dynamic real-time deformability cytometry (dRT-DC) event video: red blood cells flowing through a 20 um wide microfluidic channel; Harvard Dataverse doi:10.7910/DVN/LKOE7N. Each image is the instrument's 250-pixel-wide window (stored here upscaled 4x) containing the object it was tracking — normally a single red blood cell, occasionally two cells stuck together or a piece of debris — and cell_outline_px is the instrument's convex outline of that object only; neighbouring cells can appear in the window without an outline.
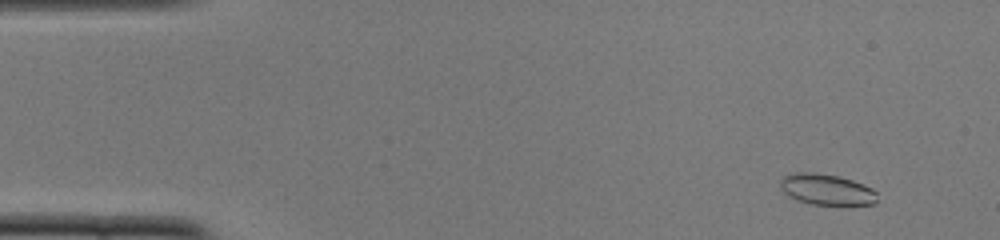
{"species": "common noctule bat (a hibernating species)", "species_latin": "Nyctalus noctula", "temperature_condition": "cold", "stored_images_in_passage": 52, "camera_frame_rate_fps": 3000, "um_per_image_px": 0.085, "animal": {"sex": "female", "body_mass_g": 22.0, "forearm_length_mm": 56.7}, "frame": {"image": 1, "passage_image": 5, "time_ms": 1.333, "image_size_px": [1000, 240], "cell_outline_px": [[876, 204], [812, 204], [788, 196], [780, 188], [780, 180], [784, 176], [796, 172], [812, 172], [836, 176], [852, 180], [872, 188], [876, 192]], "centroid_in_image_um": [70.24, 16.1], "position_along_channel_um": 14.8, "area_um2": 17.17}}
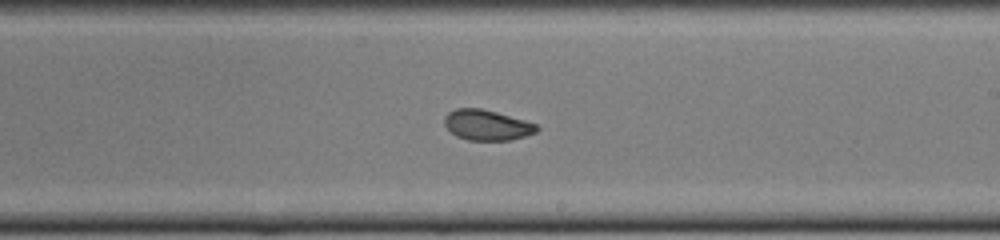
{"frame": {"image": 2, "passage_image": 31, "time_ms": 10.0, "image_size_px": [1000, 240], "cell_outline_px": [[540, 128], [536, 132], [512, 140], [468, 140], [456, 136], [444, 124], [444, 116], [448, 112], [456, 108], [480, 108], [496, 112], [524, 120], [536, 124]], "centroid_in_image_um": [41.37, 10.63], "position_along_channel_um": 247.6, "area_um2": 16.3}}
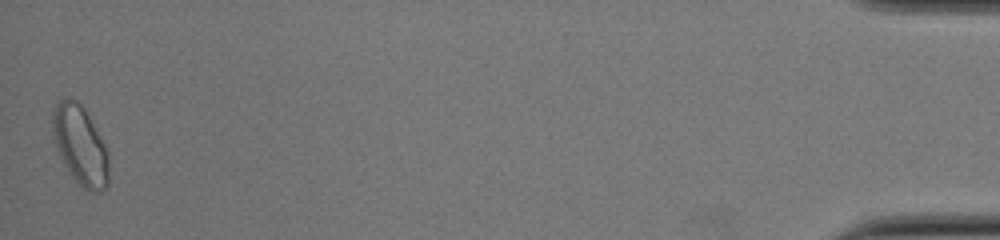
{"frame": {"image": 3, "passage_image": 52, "time_ms": 17.0, "image_size_px": [1000, 240], "cell_outline_px": [[108, 188], [100, 192], [88, 192], [68, 172], [56, 148], [52, 128], [52, 112], [56, 104], [60, 100], [68, 96], [76, 100], [84, 108], [104, 144], [108, 152]], "centroid_in_image_um": [6.81, 12.36], "position_along_channel_um": 428.4, "area_um2": 25.89}, "authors_computed_cell_mechanics": {"area_um2": 17.4556, "velocity_mm_per_s": 3.8923, "shape_relaxation_time_tau1_ms": 4.7588, "shape_relaxation_time_tau2_ms": 1.6642, "deformation_change_tau1": 0.0923, "deformation_change_tau2": 0.0488}}